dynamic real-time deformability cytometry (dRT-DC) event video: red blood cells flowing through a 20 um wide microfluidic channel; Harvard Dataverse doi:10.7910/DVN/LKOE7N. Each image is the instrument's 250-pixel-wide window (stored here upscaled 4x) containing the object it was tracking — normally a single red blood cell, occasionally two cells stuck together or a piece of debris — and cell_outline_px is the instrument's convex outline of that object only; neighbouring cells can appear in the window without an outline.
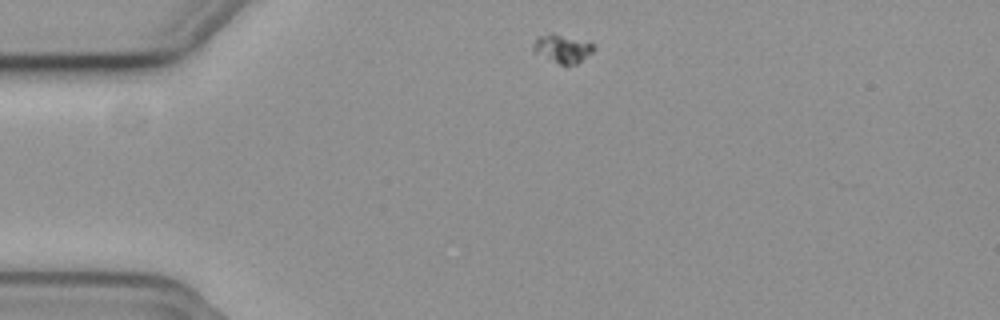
{"species": "common noctule bat (a hibernating species)", "species_latin": "Nyctalus noctula", "temperature_condition": "cold", "stored_images_in_passage": 42, "camera_frame_rate_fps": 3000, "um_per_image_px": 0.085, "animal": {"sex": "female", "body_mass_g": 19.3, "forearm_length_mm": 54.1}, "frame": {"image": 1, "passage_image": 1, "time_ms": 0.0, "image_size_px": [1000, 320], "cell_outline_px": [[596, 48], [592, 52], [576, 64], [560, 64], [532, 52], [532, 44], [536, 36], [548, 32], [552, 32], [588, 40], [596, 44]], "centroid_in_image_um": [47.79, 4.07], "position_along_channel_um": 37.2, "area_um2": 10.46}}
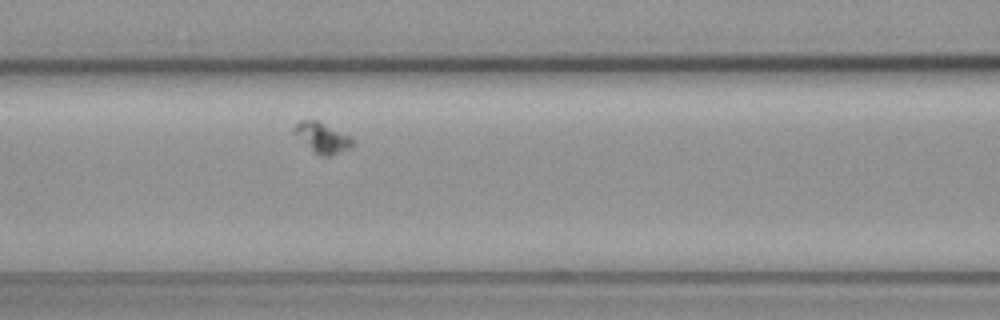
{"frame": {"image": 2, "passage_image": 13, "time_ms": 4.0, "image_size_px": [1000, 320], "cell_outline_px": [[352, 148], [332, 156], [320, 156], [292, 132], [292, 128], [300, 120], [316, 120], [348, 136], [352, 140]], "centroid_in_image_um": [27.37, 11.72], "position_along_channel_um": 139.2, "area_um2": 10.0}}
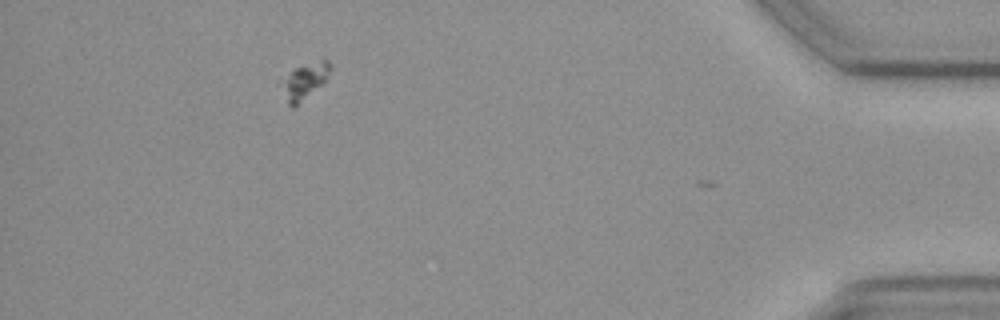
{"frame": {"image": 3, "passage_image": 41, "time_ms": 13.333, "image_size_px": [1000, 320], "cell_outline_px": [[332, 68], [328, 76], [320, 84], [292, 108], [288, 104], [280, 76], [292, 68], [324, 56], [328, 60]], "centroid_in_image_um": [25.89, 6.75], "position_along_channel_um": 409.3, "area_um2": 10.29}}